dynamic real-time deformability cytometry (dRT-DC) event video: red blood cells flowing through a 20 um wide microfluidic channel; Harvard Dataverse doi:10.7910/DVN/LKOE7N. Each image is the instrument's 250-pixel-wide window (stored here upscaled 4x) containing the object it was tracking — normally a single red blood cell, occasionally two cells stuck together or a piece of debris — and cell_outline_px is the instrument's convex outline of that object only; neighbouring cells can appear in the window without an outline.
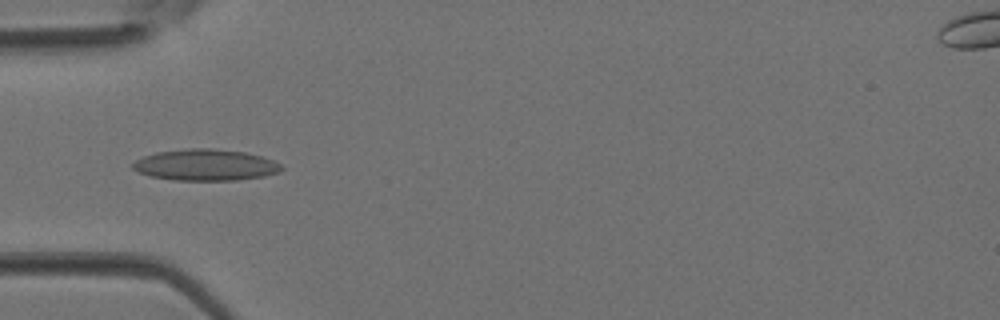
{"species": "Egyptian fruit bat (a non-hibernating species)", "species_latin": "Rousettus aegyptiacus", "temperature_condition": "room temperature", "stored_images_in_passage": 5, "camera_frame_rate_fps": 3000, "um_per_image_px": 0.085, "animal": {"sex": "female"}, "frame": {"image": 1, "passage_image": 4, "time_ms": 1.0, "image_size_px": [1000, 320], "cell_outline_px": [[284, 168], [280, 172], [264, 176], [236, 180], [172, 180], [152, 176], [140, 172], [132, 168], [132, 164], [136, 160], [144, 156], [156, 152], [188, 148], [212, 148], [244, 152], [260, 156], [272, 160], [280, 164]], "centroid_in_image_um": [17.48, 14.02], "position_along_channel_um": 67.5, "area_um2": 27.05}}
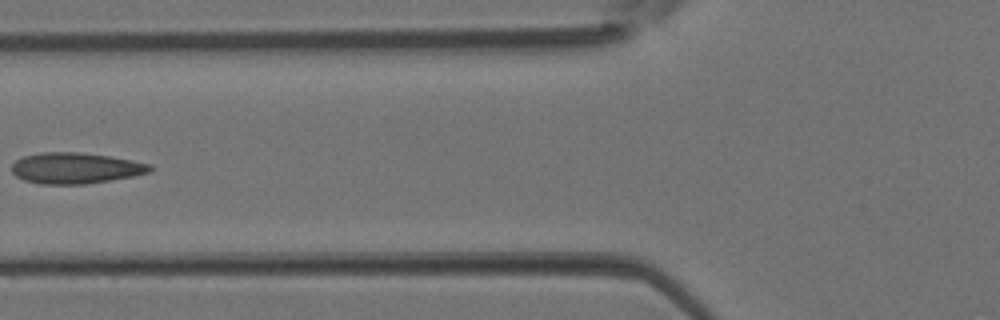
{"frame": {"image": 2, "passage_image": 5, "time_ms": 1.333, "image_size_px": [1000, 320], "cell_outline_px": [[152, 168], [148, 172], [132, 176], [84, 184], [40, 184], [24, 180], [16, 176], [12, 172], [12, 164], [16, 160], [24, 156], [40, 152], [80, 152], [108, 156], [132, 160], [152, 164]], "centroid_in_image_um": [6.38, 14.28], "position_along_channel_um": 119.4, "area_um2": 24.8}}